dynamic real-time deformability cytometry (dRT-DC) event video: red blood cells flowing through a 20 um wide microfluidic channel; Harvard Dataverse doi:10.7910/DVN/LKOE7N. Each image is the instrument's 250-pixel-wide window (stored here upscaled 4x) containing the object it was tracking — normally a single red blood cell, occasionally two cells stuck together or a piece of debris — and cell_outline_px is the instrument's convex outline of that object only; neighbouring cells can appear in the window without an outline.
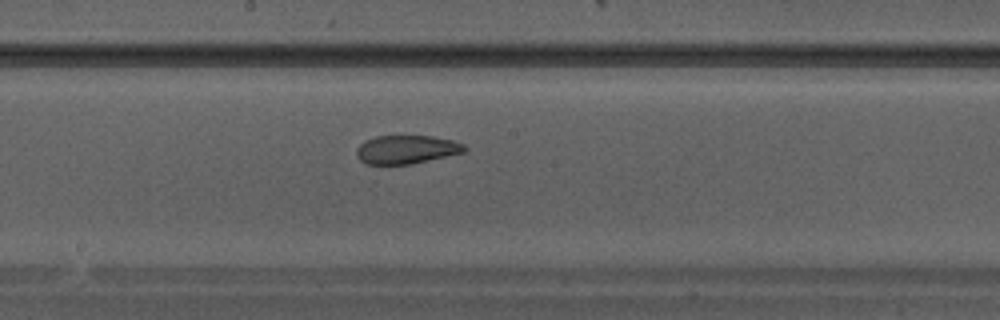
{"species": "Egyptian fruit bat (a non-hibernating species)", "species_latin": "Rousettus aegyptiacus", "temperature_condition": "warm", "stored_images_in_passage": 24, "camera_frame_rate_fps": 3000, "um_per_image_px": 0.085, "animal": {"sex": "male"}, "frame": {"image": 1, "passage_image": 8, "time_ms": 2.333, "image_size_px": [1000, 320], "cell_outline_px": [[468, 148], [464, 152], [412, 164], [364, 164], [356, 156], [356, 148], [364, 140], [376, 136], [432, 136], [452, 140], [464, 144]], "centroid_in_image_um": [34.52, 12.71], "position_along_channel_um": 213.7, "area_um2": 18.03}}
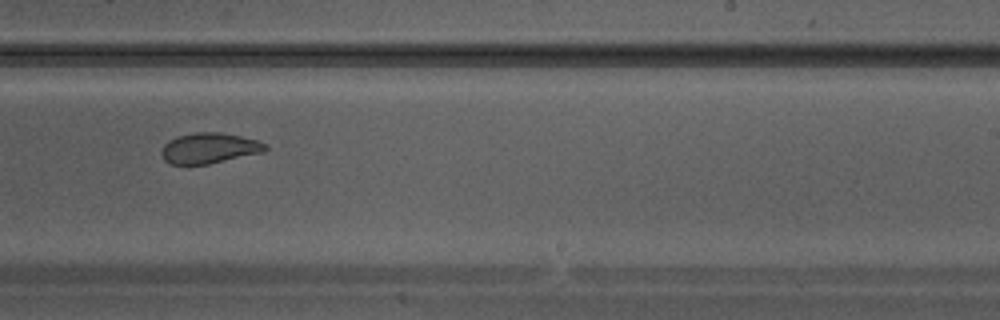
{"frame": {"image": 2, "passage_image": 11, "time_ms": 3.333, "image_size_px": [1000, 320], "cell_outline_px": [[268, 148], [264, 152], [208, 164], [168, 164], [164, 160], [160, 152], [164, 144], [168, 140], [180, 136], [196, 132], [220, 132], [240, 136], [256, 140], [268, 144]], "centroid_in_image_um": [17.78, 12.59], "position_along_channel_um": 271.2, "area_um2": 18.5}}